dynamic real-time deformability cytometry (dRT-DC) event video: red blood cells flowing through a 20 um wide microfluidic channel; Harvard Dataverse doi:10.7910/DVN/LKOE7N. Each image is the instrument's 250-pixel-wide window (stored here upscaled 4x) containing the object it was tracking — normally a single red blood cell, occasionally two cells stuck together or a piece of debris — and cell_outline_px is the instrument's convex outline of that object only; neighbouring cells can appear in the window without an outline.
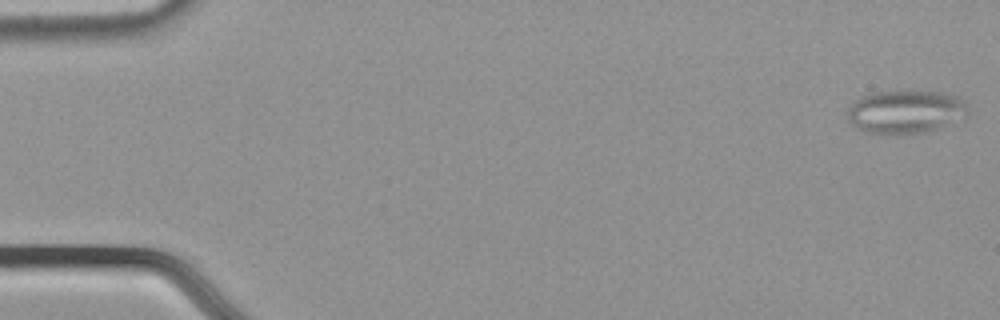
{"species": "common noctule bat (a hibernating species)", "species_latin": "Nyctalus noctula", "temperature_condition": "cold", "stored_images_in_passage": 12, "camera_frame_rate_fps": 3000, "um_per_image_px": 0.085, "animal": {"sex": "male", "body_mass_g": 21.5, "forearm_length_mm": 52.0}, "frame": {"image": 1, "passage_image": 1, "time_ms": 0.0, "image_size_px": [1000, 320], "cell_outline_px": [[968, 112], [964, 120], [924, 132], [896, 136], [864, 132], [852, 124], [848, 120], [844, 112], [844, 108], [860, 96], [872, 92], [944, 92], [960, 96], [968, 104]], "centroid_in_image_um": [76.95, 9.52], "position_along_channel_um": 8.0, "area_um2": 31.39}}